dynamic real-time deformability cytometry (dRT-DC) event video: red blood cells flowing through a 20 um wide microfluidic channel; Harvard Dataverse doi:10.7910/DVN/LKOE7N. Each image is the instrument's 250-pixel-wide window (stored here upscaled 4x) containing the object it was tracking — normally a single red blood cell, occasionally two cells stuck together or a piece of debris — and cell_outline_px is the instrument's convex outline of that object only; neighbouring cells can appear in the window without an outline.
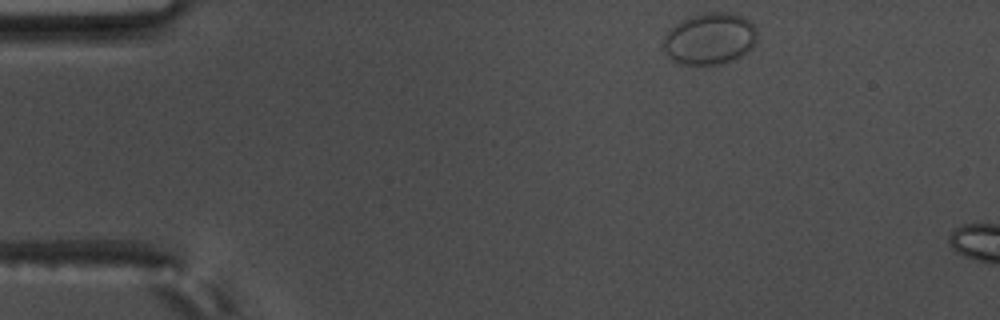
{"species": "common noctule bat (a hibernating species)", "species_latin": "Nyctalus noctula", "temperature_condition": "warm", "stored_images_in_passage": 7, "camera_frame_rate_fps": 3000, "um_per_image_px": 0.085, "animal": {"sex": "male", "body_mass_g": 17.5, "forearm_length_mm": 52.3}, "frame": {"image": 1, "passage_image": 1, "time_ms": 0.0, "image_size_px": [1000, 320], "cell_outline_px": [[756, 40], [752, 48], [740, 56], [732, 60], [720, 64], [680, 64], [672, 60], [664, 52], [664, 36], [680, 20], [692, 16], [708, 12], [728, 12], [744, 16], [756, 28]], "centroid_in_image_um": [60.33, 3.29], "position_along_channel_um": 24.7, "area_um2": 28.15}}